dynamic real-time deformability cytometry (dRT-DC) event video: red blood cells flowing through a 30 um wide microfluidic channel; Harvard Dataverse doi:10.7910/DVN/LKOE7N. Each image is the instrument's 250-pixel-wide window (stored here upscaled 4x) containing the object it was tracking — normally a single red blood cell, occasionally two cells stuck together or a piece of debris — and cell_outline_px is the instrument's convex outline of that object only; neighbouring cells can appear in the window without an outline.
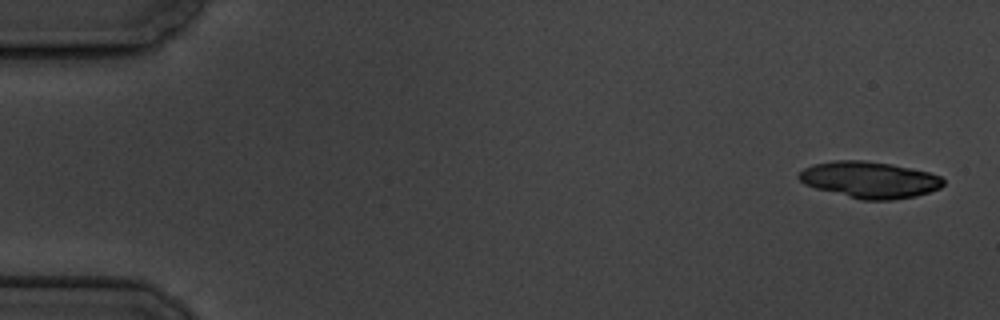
{"species": "common noctule bat (a hibernating species)", "species_latin": "Nyctalus noctula", "temperature_condition": "cold", "stored_images_in_passage": 8, "camera_frame_rate_fps": 3000, "um_per_image_px": 0.085, "animal": {"sex": "male", "body_mass_g": 19.5, "forearm_length_mm": 54.6}, "frame": {"image": 1, "passage_image": 1, "time_ms": 0.0, "image_size_px": [1000, 320], "cell_outline_px": [[944, 184], [940, 188], [916, 196], [892, 200], [860, 200], [816, 188], [804, 184], [796, 176], [804, 168], [816, 164], [832, 160], [864, 160], [892, 164], [912, 168], [928, 172], [940, 176], [944, 180]], "centroid_in_image_um": [73.92, 15.28], "position_along_channel_um": 11.1, "area_um2": 30.75}}
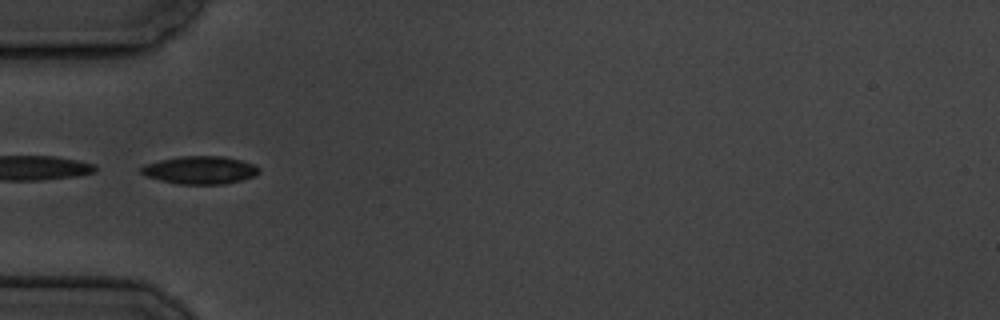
{"frame": {"image": 2, "passage_image": 5, "time_ms": 5.667, "image_size_px": [1000, 320], "cell_outline_px": [[260, 172], [256, 176], [224, 184], [176, 184], [160, 180], [148, 176], [140, 172], [140, 168], [144, 164], [160, 160], [180, 156], [224, 156], [240, 160], [252, 164], [260, 168]], "centroid_in_image_um": [17.01, 14.45], "position_along_channel_um": 68.0, "area_um2": 19.13}}
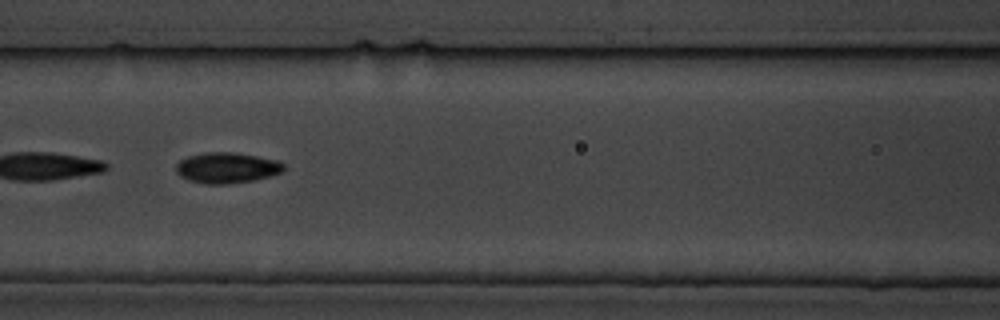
{"frame": {"image": 3, "passage_image": 7, "time_ms": 8.0, "image_size_px": [1000, 320], "cell_outline_px": [[284, 168], [280, 172], [272, 176], [252, 180], [228, 184], [204, 184], [188, 180], [180, 176], [176, 172], [176, 164], [180, 160], [188, 156], [208, 152], [236, 152], [276, 160], [284, 164]], "centroid_in_image_um": [19.25, 14.26], "position_along_channel_um": 147.3, "area_um2": 19.25}}